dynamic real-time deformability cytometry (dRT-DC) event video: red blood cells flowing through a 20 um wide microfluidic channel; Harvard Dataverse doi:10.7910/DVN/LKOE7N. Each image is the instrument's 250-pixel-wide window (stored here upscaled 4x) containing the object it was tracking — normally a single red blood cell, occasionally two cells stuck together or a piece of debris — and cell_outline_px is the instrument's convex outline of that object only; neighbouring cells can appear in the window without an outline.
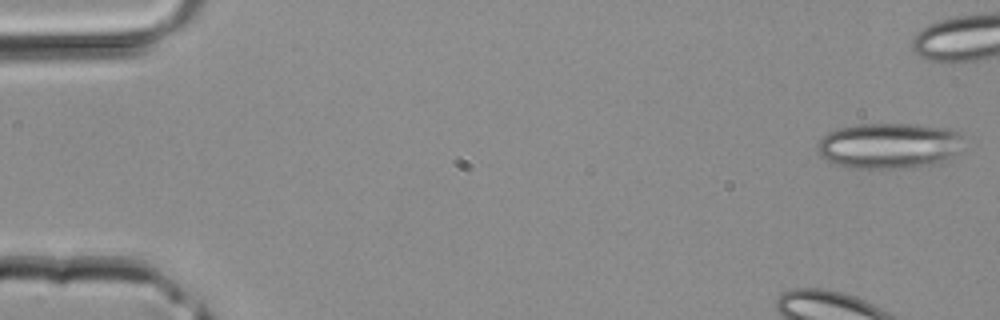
{"species": "common noctule bat (a hibernating species)", "species_latin": "Nyctalus noctula", "temperature_condition": "room temperature", "stored_images_in_passage": 33, "camera_frame_rate_fps": 3000, "um_per_image_px": 0.085, "animal": {"sex": "male", "body_mass_g": 20.4}, "frame": {"image": 1, "passage_image": 1, "time_ms": 0.0, "image_size_px": [1000, 320], "cell_outline_px": [[964, 132], [956, 152], [944, 164], [904, 168], [852, 168], [836, 164], [820, 156], [816, 152], [816, 144], [820, 136], [836, 128], [856, 124], [916, 124], [952, 128]], "centroid_in_image_um": [75.57, 12.37], "position_along_channel_um": 9.4, "area_um2": 39.82}}